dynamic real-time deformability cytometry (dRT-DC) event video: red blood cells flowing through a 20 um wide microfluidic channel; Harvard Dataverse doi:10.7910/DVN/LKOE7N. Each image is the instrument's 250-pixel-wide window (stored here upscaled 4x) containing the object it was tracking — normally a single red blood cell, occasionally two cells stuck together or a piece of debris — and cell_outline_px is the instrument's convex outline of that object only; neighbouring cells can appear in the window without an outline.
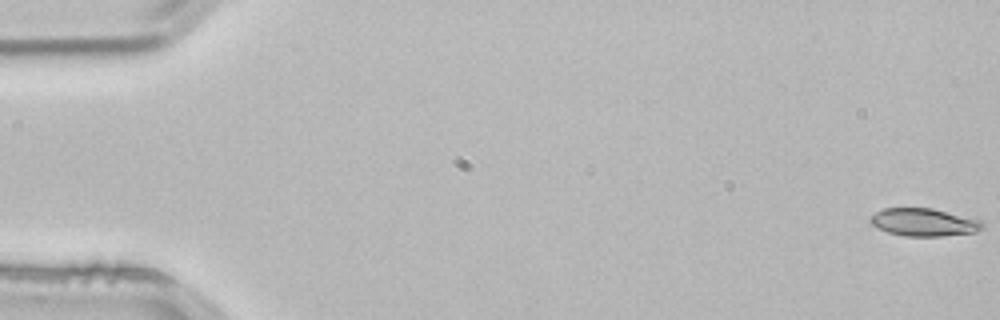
{"species": "common noctule bat (a hibernating species)", "species_latin": "Nyctalus noctula", "temperature_condition": "room temperature", "stored_images_in_passage": 54, "camera_frame_rate_fps": 3000, "um_per_image_px": 0.085, "animal": {"sex": "male", "body_mass_g": 21.5, "forearm_length_mm": 52.0}, "frame": {"image": 1, "passage_image": 1, "time_ms": 0.0, "image_size_px": [1000, 320], "cell_outline_px": [[984, 228], [976, 232], [940, 236], [904, 236], [888, 232], [876, 228], [868, 220], [868, 216], [884, 208], [932, 208], [980, 220], [984, 224]], "centroid_in_image_um": [78.49, 18.89], "position_along_channel_um": 6.5, "area_um2": 18.21}}
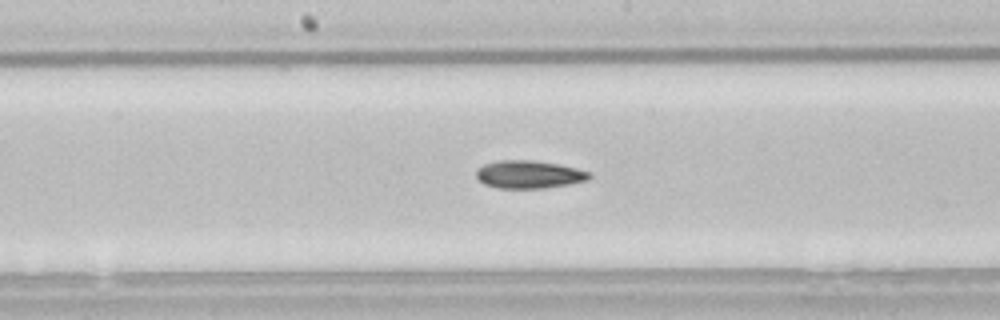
{"frame": {"image": 2, "passage_image": 28, "time_ms": 9.0, "image_size_px": [1000, 320], "cell_outline_px": [[592, 176], [588, 180], [572, 184], [544, 188], [496, 188], [484, 184], [476, 176], [476, 172], [484, 164], [500, 160], [532, 160], [556, 164], [576, 168], [588, 172]], "centroid_in_image_um": [44.97, 14.84], "position_along_channel_um": 203.2, "area_um2": 18.26}}
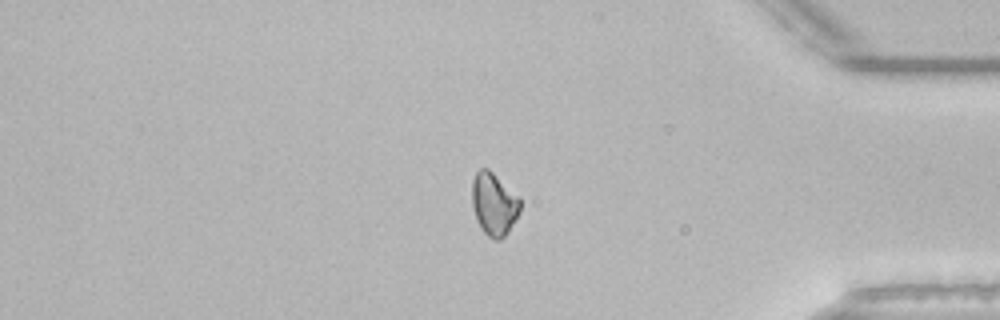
{"frame": {"image": 3, "passage_image": 45, "time_ms": 14.667, "image_size_px": [1000, 320], "cell_outline_px": [[520, 212], [508, 232], [500, 240], [492, 240], [480, 228], [476, 220], [472, 208], [472, 180], [476, 172], [480, 168], [488, 168], [520, 196]], "centroid_in_image_um": [41.98, 17.34], "position_along_channel_um": 393.2, "area_um2": 17.92}}